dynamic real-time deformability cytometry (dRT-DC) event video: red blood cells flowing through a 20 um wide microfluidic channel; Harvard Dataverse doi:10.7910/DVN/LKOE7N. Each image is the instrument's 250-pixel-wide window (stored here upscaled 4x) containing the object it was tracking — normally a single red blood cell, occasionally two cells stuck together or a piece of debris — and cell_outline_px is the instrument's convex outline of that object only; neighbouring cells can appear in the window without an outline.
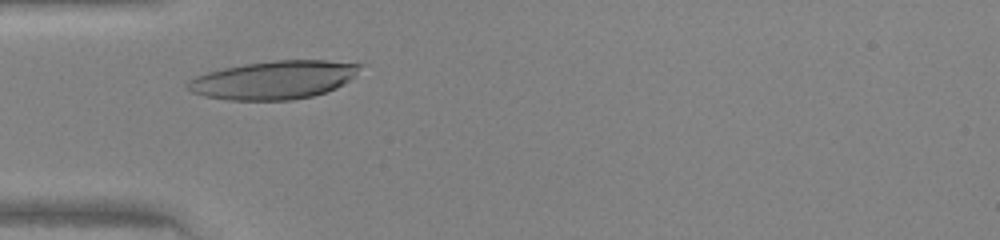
{"species": "human", "species_latin": "Homo sapiens", "temperature_condition": "warm", "stored_images_in_passage": 30, "camera_frame_rate_fps": 3000, "um_per_image_px": 0.085, "donor": {"sex": "female"}, "frame": {"image": 1, "passage_image": 7, "time_ms": 2.0, "image_size_px": [1000, 240], "cell_outline_px": [[368, 64], [344, 84], [336, 88], [312, 96], [292, 100], [228, 100], [204, 96], [192, 92], [184, 88], [184, 84], [188, 80], [196, 76], [208, 72], [224, 68], [244, 64], [276, 60], [324, 60]], "centroid_in_image_um": [23.28, 6.79], "position_along_channel_um": 61.7, "area_um2": 38.73}}
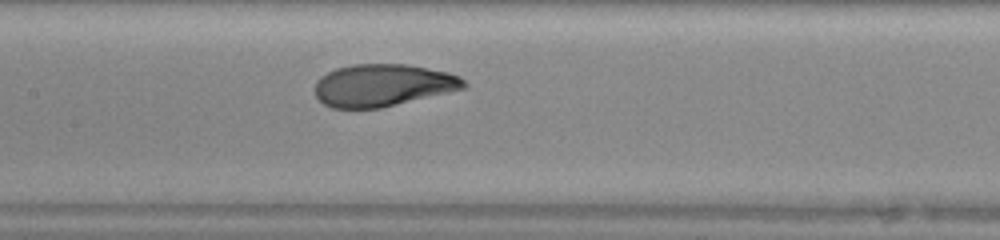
{"frame": {"image": 2, "passage_image": 15, "time_ms": 4.667, "image_size_px": [1000, 240], "cell_outline_px": [[468, 88], [380, 108], [332, 108], [324, 104], [316, 96], [316, 80], [320, 76], [336, 68], [352, 64], [408, 64], [448, 72], [460, 76], [468, 84]], "centroid_in_image_um": [32.57, 7.24], "position_along_channel_um": 174.8, "area_um2": 36.88}}
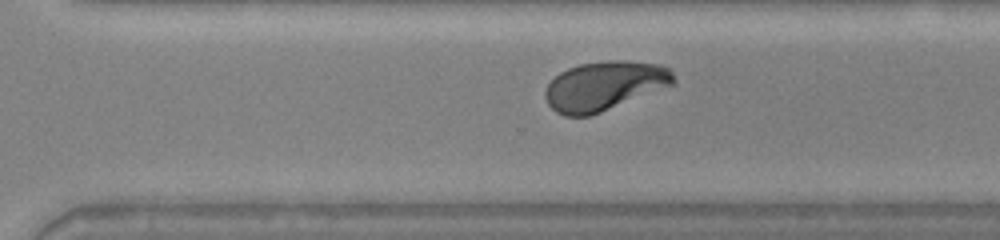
{"frame": {"image": 3, "passage_image": 25, "time_ms": 8.0, "image_size_px": [1000, 240], "cell_outline_px": [[676, 84], [600, 112], [588, 116], [564, 116], [556, 112], [548, 104], [544, 96], [544, 92], [548, 84], [560, 72], [568, 68], [580, 64], [608, 60], [624, 60], [660, 64], [668, 68], [672, 72], [676, 80]], "centroid_in_image_um": [51.39, 7.29], "position_along_channel_um": 319.2, "area_um2": 36.82}}